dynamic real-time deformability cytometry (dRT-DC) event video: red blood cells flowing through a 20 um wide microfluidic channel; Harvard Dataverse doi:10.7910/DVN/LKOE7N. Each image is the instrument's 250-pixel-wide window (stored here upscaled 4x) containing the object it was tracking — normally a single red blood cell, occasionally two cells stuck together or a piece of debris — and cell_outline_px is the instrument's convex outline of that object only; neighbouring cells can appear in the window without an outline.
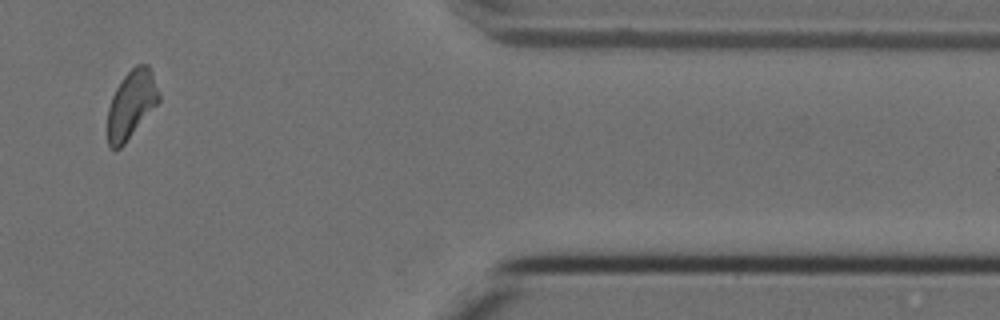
{"species": "Egyptian fruit bat (a non-hibernating species)", "species_latin": "Rousettus aegyptiacus", "temperature_condition": "cold", "stored_images_in_passage": 13, "camera_frame_rate_fps": 3000, "um_per_image_px": 0.085, "animal": {"sex": "female"}, "frame": {"image": 1, "passage_image": 12, "time_ms": 3.667, "image_size_px": [1000, 320], "cell_outline_px": [[160, 100], [124, 144], [120, 148], [112, 148], [108, 144], [108, 108], [112, 96], [116, 88], [124, 76], [136, 64], [148, 64], [152, 72], [160, 96]], "centroid_in_image_um": [11.16, 8.85], "position_along_channel_um": 400.2, "area_um2": 19.94}}